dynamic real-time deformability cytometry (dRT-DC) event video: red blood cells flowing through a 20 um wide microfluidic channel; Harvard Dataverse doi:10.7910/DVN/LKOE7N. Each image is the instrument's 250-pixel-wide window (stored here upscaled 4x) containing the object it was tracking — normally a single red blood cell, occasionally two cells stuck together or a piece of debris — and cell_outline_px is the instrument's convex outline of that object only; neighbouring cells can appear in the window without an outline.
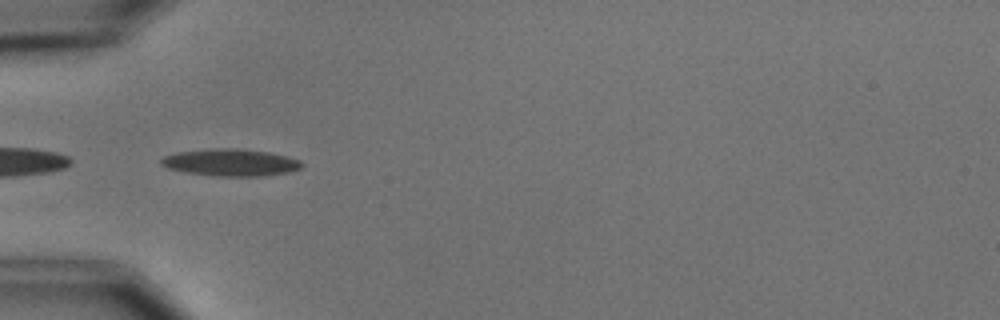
{"species": "common noctule bat (a hibernating species)", "species_latin": "Nyctalus noctula", "temperature_condition": "cold", "stored_images_in_passage": 7, "camera_frame_rate_fps": 3000, "um_per_image_px": 0.085, "animal": {"sex": "male", "body_mass_g": 15.6}, "frame": {"image": 1, "passage_image": 5, "time_ms": 4.667, "image_size_px": [1000, 320], "cell_outline_px": [[304, 164], [300, 168], [292, 172], [264, 176], [216, 176], [184, 172], [168, 168], [160, 164], [160, 160], [164, 156], [176, 152], [212, 148], [236, 148], [268, 152], [288, 156], [300, 160]], "centroid_in_image_um": [19.62, 13.81], "position_along_channel_um": 65.4, "area_um2": 22.43}}
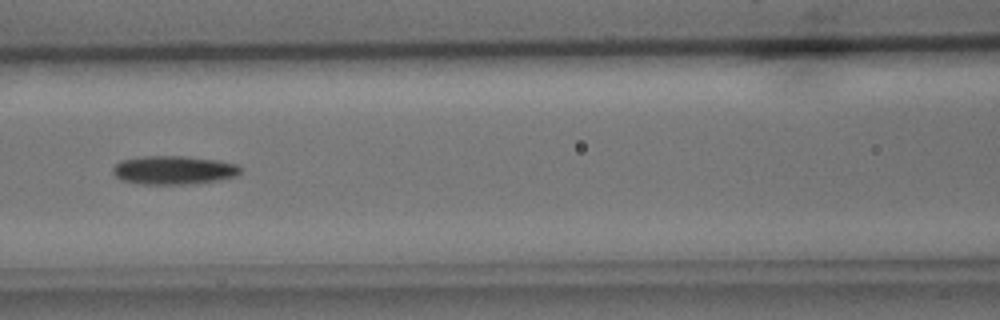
{"frame": {"image": 2, "passage_image": 7, "time_ms": 7.0, "image_size_px": [1000, 320], "cell_outline_px": [[240, 172], [236, 176], [216, 180], [184, 184], [140, 184], [120, 180], [112, 172], [112, 168], [120, 160], [144, 156], [184, 156], [216, 160], [236, 164], [240, 168]], "centroid_in_image_um": [14.7, 14.45], "position_along_channel_um": 151.9, "area_um2": 21.1}}